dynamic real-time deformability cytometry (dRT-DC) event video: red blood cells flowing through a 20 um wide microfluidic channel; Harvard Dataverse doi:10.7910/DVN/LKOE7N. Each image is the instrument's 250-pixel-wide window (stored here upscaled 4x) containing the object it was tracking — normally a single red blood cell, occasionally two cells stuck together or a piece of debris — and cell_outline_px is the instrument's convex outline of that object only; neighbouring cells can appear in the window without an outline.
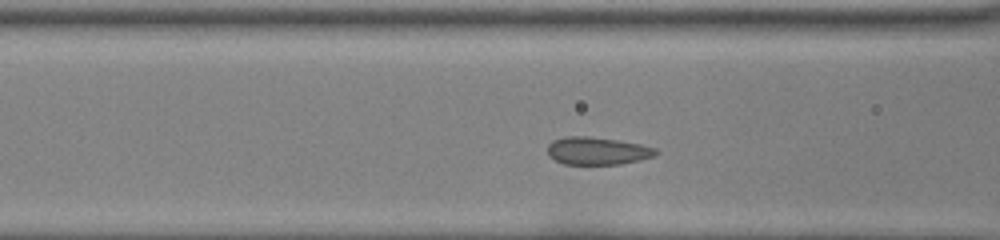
{"species": "common noctule bat (a hibernating species)", "species_latin": "Nyctalus noctula", "temperature_condition": "room temperature", "stored_images_in_passage": 34, "camera_frame_rate_fps": 3000, "um_per_image_px": 0.085, "animal": {"sex": "female", "body_mass_g": 22.0, "forearm_length_mm": 56.7}, "frame": {"image": 1, "passage_image": 4, "time_ms": 1.0, "image_size_px": [1000, 240], "cell_outline_px": [[660, 152], [656, 156], [640, 160], [620, 164], [564, 164], [548, 156], [548, 144], [552, 140], [568, 136], [588, 136], [616, 140], [640, 144], [656, 148]], "centroid_in_image_um": [50.79, 12.82], "position_along_channel_um": 115.8, "area_um2": 17.51}}
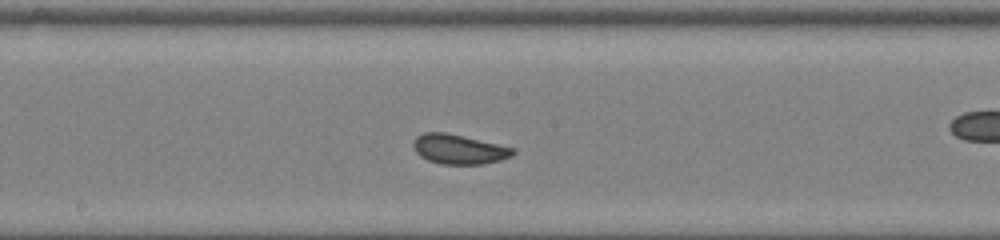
{"frame": {"image": 2, "passage_image": 11, "time_ms": 3.333, "image_size_px": [1000, 240], "cell_outline_px": [[516, 152], [512, 156], [500, 160], [484, 164], [440, 164], [428, 160], [420, 156], [416, 152], [412, 144], [416, 136], [424, 132], [444, 132], [516, 148]], "centroid_in_image_um": [39.01, 12.69], "position_along_channel_um": 209.2, "area_um2": 17.22}}
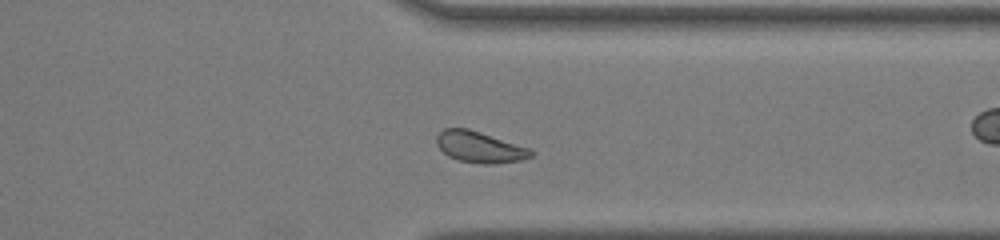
{"frame": {"image": 3, "passage_image": 23, "time_ms": 7.333, "image_size_px": [1000, 240], "cell_outline_px": [[532, 156], [520, 160], [492, 164], [480, 164], [456, 160], [448, 156], [436, 144], [436, 136], [444, 128], [468, 128], [532, 148]], "centroid_in_image_um": [40.77, 12.5], "position_along_channel_um": 370.6, "area_um2": 17.28}, "authors_computed_cell_mechanics": {"area_um2": 17.1666, "velocity_mm_per_s": 4.0108, "shape_relaxation_time_tau1_ms": 2.7518, "shape_relaxation_time_tau2_ms": 0.3556, "deformation_change_tau1": 0.088, "deformation_change_tau2": 0.0482}}